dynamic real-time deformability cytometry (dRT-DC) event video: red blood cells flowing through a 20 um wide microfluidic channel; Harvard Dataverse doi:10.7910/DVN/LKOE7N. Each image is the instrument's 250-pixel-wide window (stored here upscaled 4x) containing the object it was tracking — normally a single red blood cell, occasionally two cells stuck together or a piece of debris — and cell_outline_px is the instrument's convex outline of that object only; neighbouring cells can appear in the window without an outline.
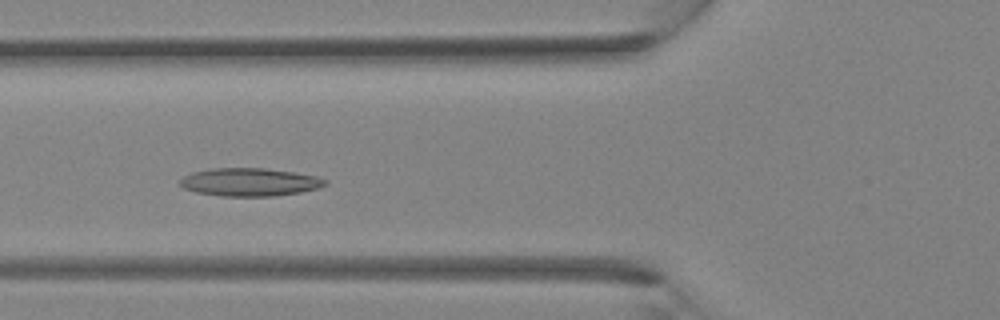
{"species": "Egyptian fruit bat (a non-hibernating species)", "species_latin": "Rousettus aegyptiacus", "temperature_condition": "room temperature", "stored_images_in_passage": 35, "camera_frame_rate_fps": 3000, "um_per_image_px": 0.085, "animal": {"sex": "female"}, "frame": {"image": 1, "passage_image": 12, "time_ms": 3.667, "image_size_px": [1000, 320], "cell_outline_px": [[328, 184], [316, 188], [300, 192], [272, 196], [220, 196], [196, 192], [184, 188], [180, 184], [180, 180], [184, 176], [192, 172], [212, 168], [264, 168], [296, 172], [316, 176], [328, 180]], "centroid_in_image_um": [21.23, 15.47], "position_along_channel_um": 104.6, "area_um2": 23.7}}
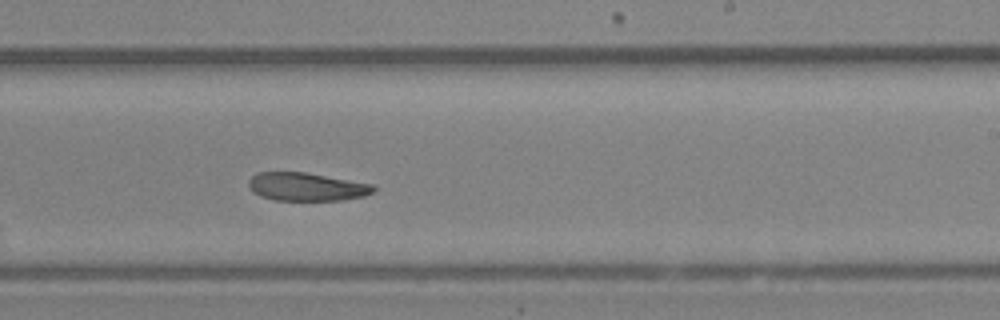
{"frame": {"image": 2, "passage_image": 21, "time_ms": 6.667, "image_size_px": [1000, 320], "cell_outline_px": [[376, 192], [364, 196], [344, 200], [276, 200], [260, 196], [252, 192], [248, 188], [248, 180], [256, 172], [304, 172], [372, 184], [376, 188]], "centroid_in_image_um": [26.04, 15.88], "position_along_channel_um": 263.0, "area_um2": 20.63}}
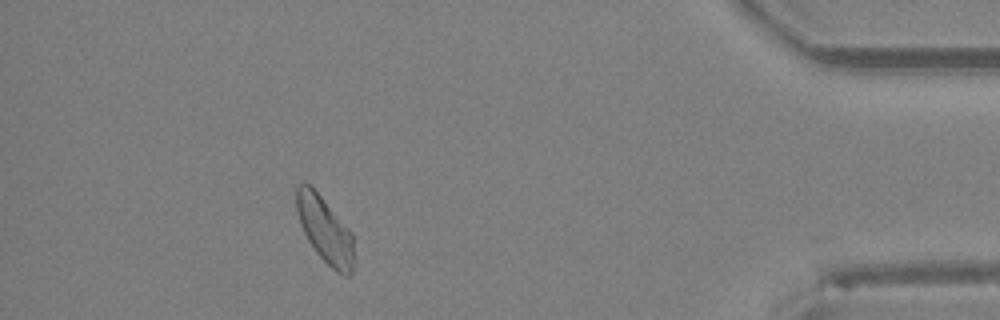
{"frame": {"image": 3, "passage_image": 32, "time_ms": 10.333, "image_size_px": [1000, 320], "cell_outline_px": [[352, 272], [348, 276], [344, 276], [336, 272], [316, 252], [308, 240], [300, 224], [296, 212], [296, 184], [304, 180], [320, 196], [352, 232]], "centroid_in_image_um": [27.58, 19.51], "position_along_channel_um": 407.6, "area_um2": 21.79}}